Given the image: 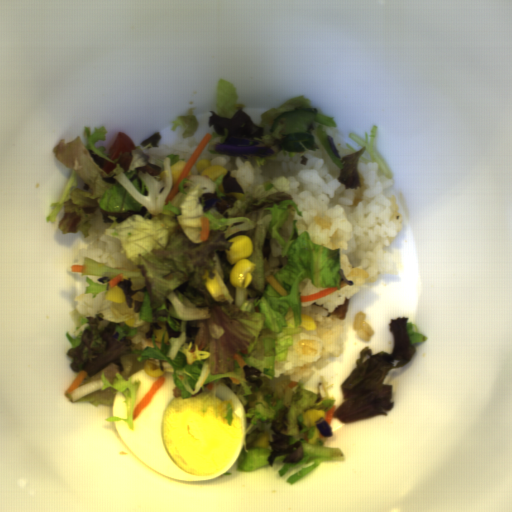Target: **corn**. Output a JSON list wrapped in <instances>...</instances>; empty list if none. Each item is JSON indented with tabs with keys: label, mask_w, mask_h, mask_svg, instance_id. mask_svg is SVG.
I'll return each instance as SVG.
<instances>
[{
	"label": "corn",
	"mask_w": 512,
	"mask_h": 512,
	"mask_svg": "<svg viewBox=\"0 0 512 512\" xmlns=\"http://www.w3.org/2000/svg\"><path fill=\"white\" fill-rule=\"evenodd\" d=\"M230 248L225 249L229 264H234L230 273V283L235 287L246 288L252 284L255 264L247 259L253 253V242L249 236H234Z\"/></svg>",
	"instance_id": "1"
},
{
	"label": "corn",
	"mask_w": 512,
	"mask_h": 512,
	"mask_svg": "<svg viewBox=\"0 0 512 512\" xmlns=\"http://www.w3.org/2000/svg\"><path fill=\"white\" fill-rule=\"evenodd\" d=\"M214 273L215 275L212 278H209L208 270L204 272L202 276L205 280L204 287L210 293L214 301H226L228 300L227 291L216 270H214Z\"/></svg>",
	"instance_id": "2"
},
{
	"label": "corn",
	"mask_w": 512,
	"mask_h": 512,
	"mask_svg": "<svg viewBox=\"0 0 512 512\" xmlns=\"http://www.w3.org/2000/svg\"><path fill=\"white\" fill-rule=\"evenodd\" d=\"M197 171L198 175L210 180L221 177L223 173L227 172L226 168L210 165V161L206 158L197 163Z\"/></svg>",
	"instance_id": "3"
},
{
	"label": "corn",
	"mask_w": 512,
	"mask_h": 512,
	"mask_svg": "<svg viewBox=\"0 0 512 512\" xmlns=\"http://www.w3.org/2000/svg\"><path fill=\"white\" fill-rule=\"evenodd\" d=\"M326 411L325 410H317L311 409L307 410L302 422L303 426L307 427H315L317 423H319L320 419H325Z\"/></svg>",
	"instance_id": "4"
},
{
	"label": "corn",
	"mask_w": 512,
	"mask_h": 512,
	"mask_svg": "<svg viewBox=\"0 0 512 512\" xmlns=\"http://www.w3.org/2000/svg\"><path fill=\"white\" fill-rule=\"evenodd\" d=\"M106 301L114 302L117 304L125 303L126 297L123 290L117 285L110 289L105 297Z\"/></svg>",
	"instance_id": "5"
},
{
	"label": "corn",
	"mask_w": 512,
	"mask_h": 512,
	"mask_svg": "<svg viewBox=\"0 0 512 512\" xmlns=\"http://www.w3.org/2000/svg\"><path fill=\"white\" fill-rule=\"evenodd\" d=\"M187 161H178L174 165H172L169 170L172 175V185H175L180 176L182 175Z\"/></svg>",
	"instance_id": "6"
},
{
	"label": "corn",
	"mask_w": 512,
	"mask_h": 512,
	"mask_svg": "<svg viewBox=\"0 0 512 512\" xmlns=\"http://www.w3.org/2000/svg\"><path fill=\"white\" fill-rule=\"evenodd\" d=\"M143 369L147 373L148 376L152 377H160L163 376L164 371L161 367H154L151 362L144 361Z\"/></svg>",
	"instance_id": "7"
},
{
	"label": "corn",
	"mask_w": 512,
	"mask_h": 512,
	"mask_svg": "<svg viewBox=\"0 0 512 512\" xmlns=\"http://www.w3.org/2000/svg\"><path fill=\"white\" fill-rule=\"evenodd\" d=\"M300 316H301V325H299V326H301V328L303 330H307V331L318 330L314 319H312L308 315L300 314Z\"/></svg>",
	"instance_id": "8"
}]
</instances>
